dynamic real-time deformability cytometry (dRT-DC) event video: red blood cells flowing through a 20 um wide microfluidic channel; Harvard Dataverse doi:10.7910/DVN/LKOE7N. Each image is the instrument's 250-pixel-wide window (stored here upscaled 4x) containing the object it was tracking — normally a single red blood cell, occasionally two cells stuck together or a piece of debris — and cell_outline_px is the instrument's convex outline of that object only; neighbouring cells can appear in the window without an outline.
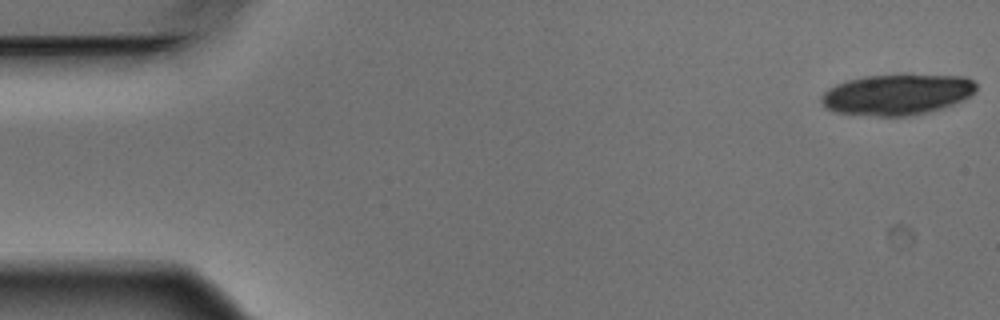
{"species": "Egyptian fruit bat (a non-hibernating species)", "species_latin": "Rousettus aegyptiacus", "temperature_condition": "warm", "stored_images_in_passage": 4, "camera_frame_rate_fps": 3000, "um_per_image_px": 0.085, "animal": {"sex": "male"}, "frame": {"image": 1, "passage_image": 1, "time_ms": 0.0, "image_size_px": [1000, 320], "cell_outline_px": [[976, 92], [952, 104], [940, 108], [924, 112], [904, 116], [876, 116], [832, 112], [820, 100], [820, 96], [828, 88], [836, 84], [848, 80], [864, 76], [964, 76], [972, 80], [976, 84]], "centroid_in_image_um": [76.19, 8.04], "position_along_channel_um": 8.8, "area_um2": 36.07}}